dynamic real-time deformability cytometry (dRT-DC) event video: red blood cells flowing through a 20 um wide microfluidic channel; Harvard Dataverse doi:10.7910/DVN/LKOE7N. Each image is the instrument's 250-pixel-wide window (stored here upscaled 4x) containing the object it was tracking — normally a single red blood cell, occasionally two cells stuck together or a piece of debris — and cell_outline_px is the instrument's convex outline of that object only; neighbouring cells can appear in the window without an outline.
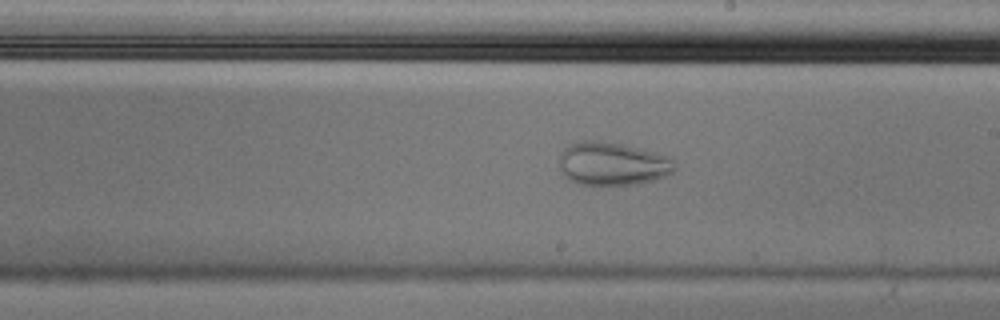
{"species": "Egyptian fruit bat (a non-hibernating species)", "species_latin": "Rousettus aegyptiacus", "temperature_condition": "cold", "stored_images_in_passage": 55, "camera_frame_rate_fps": 3000, "um_per_image_px": 0.085, "animal": {"sex": "male"}, "frame": {"image": 1, "passage_image": 32, "time_ms": 10.333, "image_size_px": [1000, 320], "cell_outline_px": [[676, 168], [672, 172], [664, 176], [652, 180], [636, 184], [580, 184], [568, 180], [564, 176], [560, 168], [560, 152], [568, 144], [580, 140], [600, 140], [624, 144], [672, 156]], "centroid_in_image_um": [52.05, 13.89], "position_along_channel_um": 236.9, "area_um2": 29.36}}